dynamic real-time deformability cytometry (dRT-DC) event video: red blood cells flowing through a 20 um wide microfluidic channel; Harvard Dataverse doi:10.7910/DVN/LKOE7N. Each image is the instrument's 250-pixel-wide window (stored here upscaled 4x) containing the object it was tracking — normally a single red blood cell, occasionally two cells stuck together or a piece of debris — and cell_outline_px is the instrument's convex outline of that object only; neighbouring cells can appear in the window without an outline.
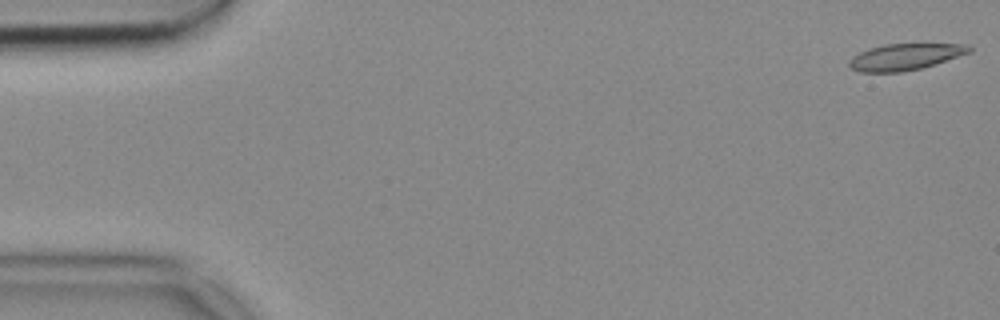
{"species": "common noctule bat (a hibernating species)", "species_latin": "Nyctalus noctula", "temperature_condition": "cold", "stored_images_in_passage": 53, "camera_frame_rate_fps": 3000, "um_per_image_px": 0.085, "animal": {"sex": "female", "body_mass_g": 18.4}, "frame": {"image": 1, "passage_image": 1, "time_ms": 0.0, "image_size_px": [1000, 320], "cell_outline_px": [[972, 52], [936, 64], [920, 68], [900, 72], [860, 72], [852, 68], [848, 64], [848, 60], [852, 56], [868, 48], [884, 44], [968, 44], [972, 48]], "centroid_in_image_um": [76.94, 4.82], "position_along_channel_um": 8.1, "area_um2": 18.55}}
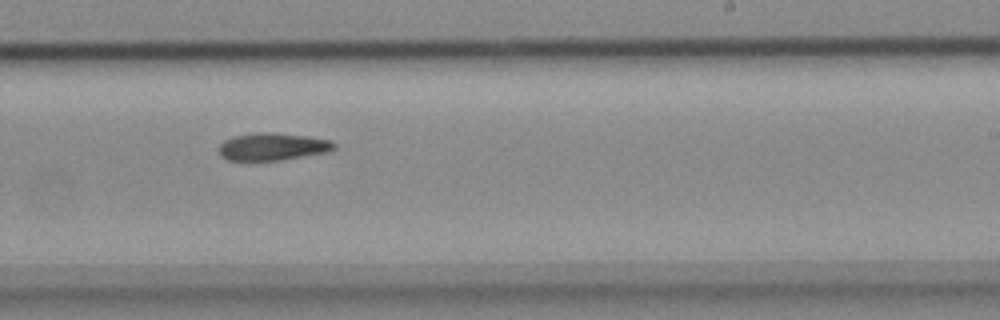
{"frame": {"image": 2, "passage_image": 32, "time_ms": 10.333, "image_size_px": [1000, 320], "cell_outline_px": [[336, 148], [332, 152], [280, 160], [228, 160], [220, 156], [220, 144], [224, 140], [232, 136], [260, 132], [276, 132], [308, 136], [332, 140], [336, 144]], "centroid_in_image_um": [23.24, 12.46], "position_along_channel_um": 265.8, "area_um2": 18.73}}
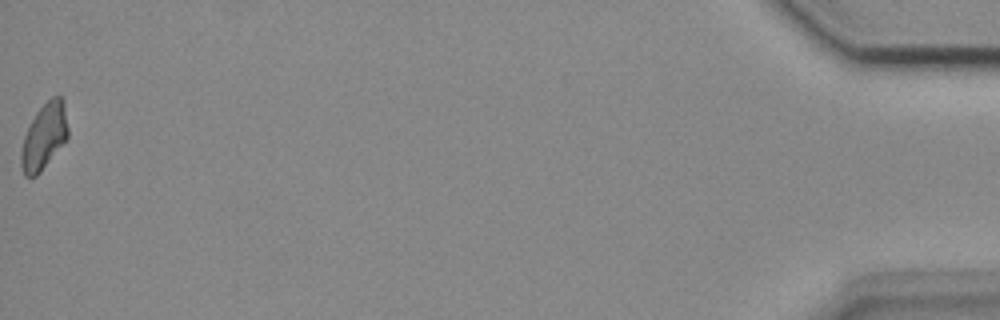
{"frame": {"image": 3, "passage_image": 53, "time_ms": 17.333, "image_size_px": [1000, 320], "cell_outline_px": [[68, 136], [40, 172], [36, 176], [24, 176], [20, 164], [20, 152], [24, 136], [36, 112], [52, 96], [60, 96], [64, 100], [68, 128]], "centroid_in_image_um": [3.74, 11.59], "position_along_channel_um": 431.5, "area_um2": 17.74}}